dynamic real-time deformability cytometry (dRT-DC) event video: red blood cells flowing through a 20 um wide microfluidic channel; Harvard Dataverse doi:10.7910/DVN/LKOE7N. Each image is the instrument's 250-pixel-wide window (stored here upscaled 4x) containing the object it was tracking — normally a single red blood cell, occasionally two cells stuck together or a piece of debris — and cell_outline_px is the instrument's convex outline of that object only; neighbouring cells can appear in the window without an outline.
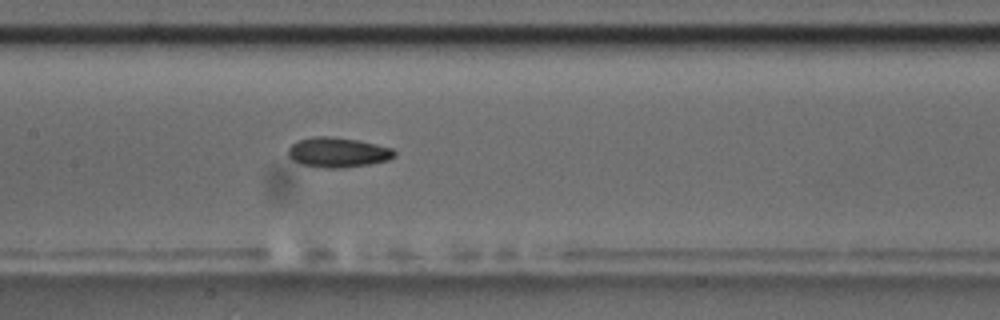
{"species": "common noctule bat (a hibernating species)", "species_latin": "Nyctalus noctula", "temperature_condition": "room temperature", "stored_images_in_passage": 9, "camera_frame_rate_fps": 3000, "um_per_image_px": 0.085, "animal": {"sex": "male", "body_mass_g": 17.5, "forearm_length_mm": 52.3}, "frame": {"image": 1, "passage_image": 9, "time_ms": 11.667, "image_size_px": [1000, 320], "cell_outline_px": [[396, 156], [388, 160], [368, 164], [344, 168], [328, 168], [300, 164], [292, 160], [288, 156], [288, 148], [296, 140], [316, 136], [332, 136], [356, 140], [376, 144], [392, 148], [396, 152]], "centroid_in_image_um": [28.69, 12.95], "position_along_channel_um": 178.7, "area_um2": 18.61}}